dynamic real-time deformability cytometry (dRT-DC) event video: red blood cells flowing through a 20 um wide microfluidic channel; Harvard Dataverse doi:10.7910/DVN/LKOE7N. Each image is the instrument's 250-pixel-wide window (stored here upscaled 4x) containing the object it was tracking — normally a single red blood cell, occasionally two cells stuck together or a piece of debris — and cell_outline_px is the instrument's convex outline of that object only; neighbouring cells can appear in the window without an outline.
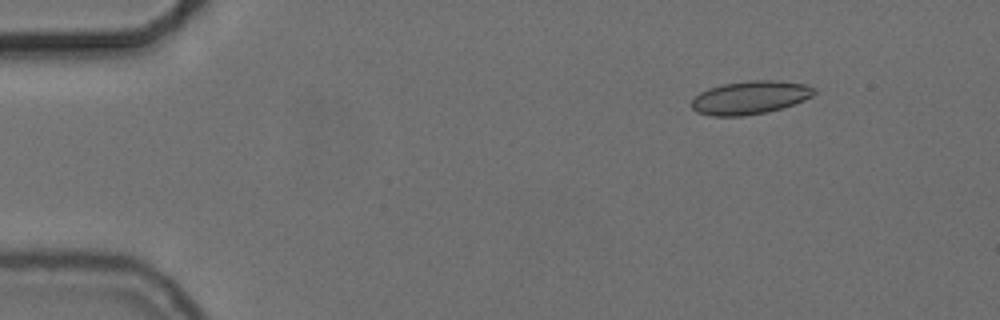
{"species": "common noctule bat (a hibernating species)", "species_latin": "Nyctalus noctula", "temperature_condition": "cold", "stored_images_in_passage": 35, "camera_frame_rate_fps": 3000, "um_per_image_px": 0.085, "animal": {"sex": "female", "body_mass_g": 24.6, "forearm_length_mm": 56.2}, "frame": {"image": 1, "passage_image": 1, "time_ms": 0.0, "image_size_px": [1000, 320], "cell_outline_px": [[816, 92], [812, 96], [804, 100], [768, 112], [744, 116], [712, 116], [696, 112], [692, 108], [692, 100], [700, 92], [708, 88], [724, 84], [748, 80], [776, 80], [808, 84], [816, 88]], "centroid_in_image_um": [63.77, 8.28], "position_along_channel_um": 21.2, "area_um2": 23.87}}
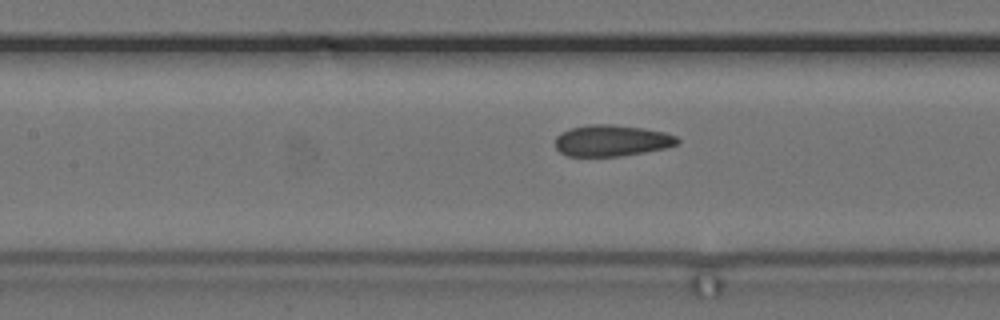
{"frame": {"image": 2, "passage_image": 19, "time_ms": 6.0, "image_size_px": [1000, 320], "cell_outline_px": [[680, 140], [676, 144], [664, 148], [644, 152], [620, 156], [568, 156], [560, 152], [556, 148], [556, 136], [560, 132], [572, 128], [588, 124], [612, 124], [640, 128], [664, 132], [676, 136]], "centroid_in_image_um": [51.96, 11.95], "position_along_channel_um": 155.4, "area_um2": 22.14}}
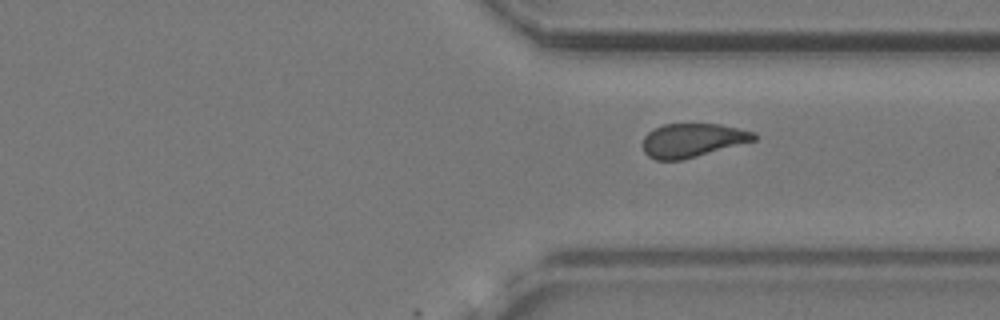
{"frame": {"image": 3, "passage_image": 35, "time_ms": 11.333, "image_size_px": [1000, 320], "cell_outline_px": [[756, 140], [684, 160], [656, 160], [648, 156], [644, 152], [644, 136], [652, 128], [664, 124], [720, 124], [756, 132]], "centroid_in_image_um": [58.86, 11.92], "position_along_channel_um": 352.5, "area_um2": 21.96}}